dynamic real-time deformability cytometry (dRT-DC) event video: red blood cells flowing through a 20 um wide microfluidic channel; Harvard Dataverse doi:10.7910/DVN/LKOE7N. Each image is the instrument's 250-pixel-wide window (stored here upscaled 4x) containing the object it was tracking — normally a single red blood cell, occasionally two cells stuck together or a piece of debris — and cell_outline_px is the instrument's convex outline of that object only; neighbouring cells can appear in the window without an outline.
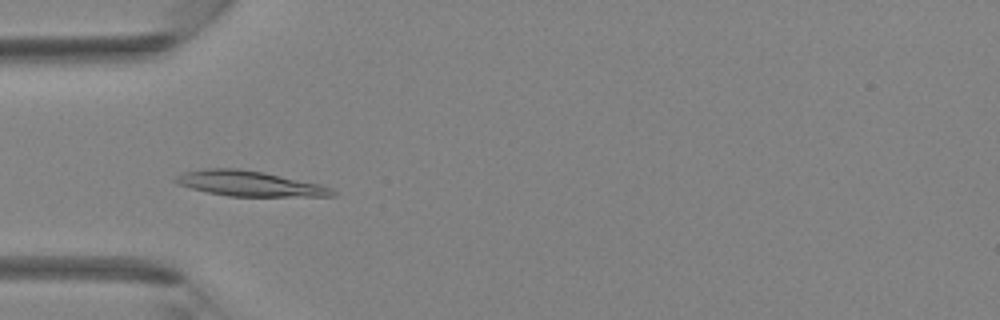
{"species": "Egyptian fruit bat (a non-hibernating species)", "species_latin": "Rousettus aegyptiacus", "temperature_condition": "room temperature", "stored_images_in_passage": 41, "camera_frame_rate_fps": 3000, "um_per_image_px": 0.085, "animal": {"sex": "female"}, "frame": {"image": 1, "passage_image": 13, "time_ms": 4.0, "image_size_px": [1000, 320], "cell_outline_px": [[336, 196], [228, 196], [208, 192], [176, 184], [172, 180], [176, 176], [184, 172], [208, 168], [236, 168], [264, 172], [320, 184], [332, 188], [336, 192]], "centroid_in_image_um": [21.2, 15.6], "position_along_channel_um": 63.8, "area_um2": 23.0}}
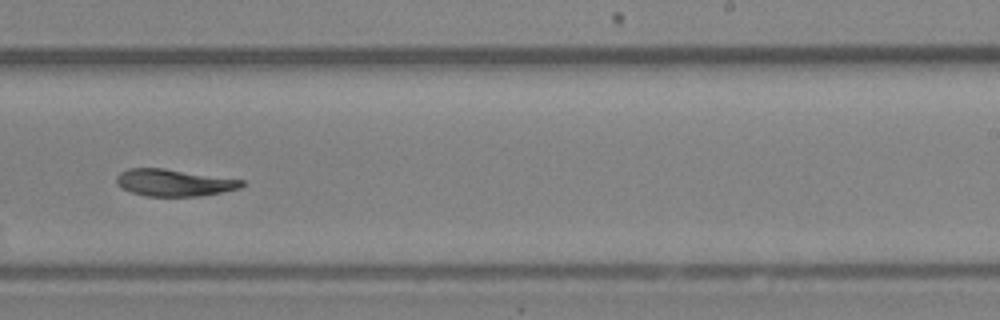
{"frame": {"image": 2, "passage_image": 26, "time_ms": 8.333, "image_size_px": [1000, 320], "cell_outline_px": [[248, 184], [240, 188], [220, 192], [196, 196], [144, 196], [120, 188], [116, 184], [116, 176], [120, 172], [128, 168], [164, 168], [244, 180]], "centroid_in_image_um": [14.77, 15.52], "position_along_channel_um": 274.2, "area_um2": 19.77}}
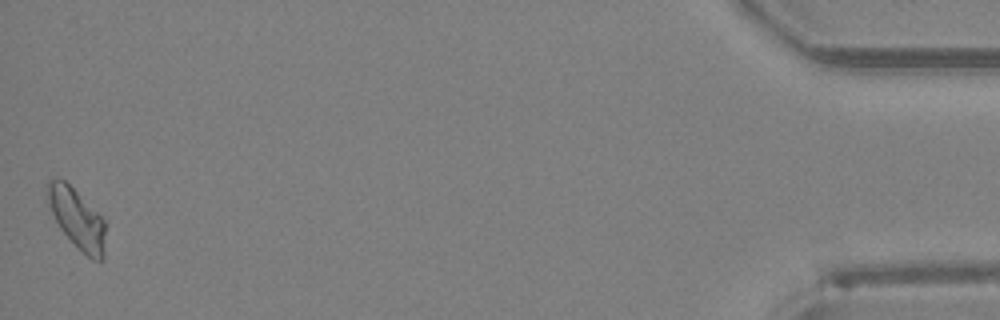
{"frame": {"image": 3, "passage_image": 41, "time_ms": 13.333, "image_size_px": [1000, 320], "cell_outline_px": [[104, 260], [92, 260], [60, 228], [44, 200], [44, 188], [48, 180], [56, 176], [60, 176], [104, 220]], "centroid_in_image_um": [6.44, 18.49], "position_along_channel_um": 428.8, "area_um2": 20.06}}